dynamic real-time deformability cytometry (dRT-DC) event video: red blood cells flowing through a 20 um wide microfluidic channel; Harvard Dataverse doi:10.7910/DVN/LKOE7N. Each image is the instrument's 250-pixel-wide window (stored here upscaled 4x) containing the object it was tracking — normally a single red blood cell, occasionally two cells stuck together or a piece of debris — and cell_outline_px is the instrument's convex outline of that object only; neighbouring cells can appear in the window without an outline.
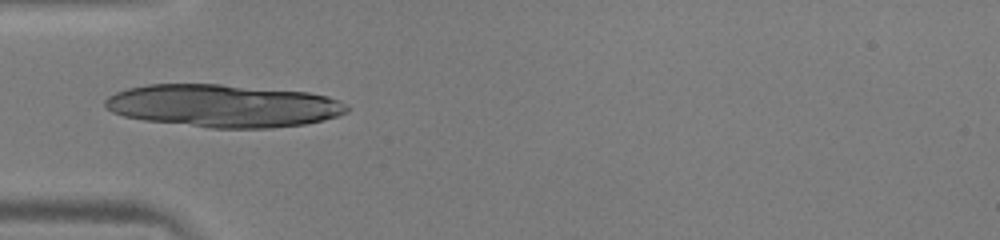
{"species": "human", "species_latin": "Homo sapiens", "temperature_condition": "warm", "stored_images_in_passage": 35, "camera_frame_rate_fps": 3000, "um_per_image_px": 0.085, "donor": {"sex": "male"}, "frame": {"image": 1, "passage_image": 1, "time_ms": 0.0, "image_size_px": [1000, 240], "cell_outline_px": [[352, 108], [348, 112], [324, 120], [304, 124], [272, 128], [212, 128], [144, 120], [124, 116], [112, 112], [104, 104], [104, 100], [108, 96], [116, 92], [128, 88], [148, 84], [220, 84], [308, 92], [328, 96], [340, 100]], "centroid_in_image_um": [19.01, 8.99], "position_along_channel_um": 66.0, "area_um2": 60.4}}